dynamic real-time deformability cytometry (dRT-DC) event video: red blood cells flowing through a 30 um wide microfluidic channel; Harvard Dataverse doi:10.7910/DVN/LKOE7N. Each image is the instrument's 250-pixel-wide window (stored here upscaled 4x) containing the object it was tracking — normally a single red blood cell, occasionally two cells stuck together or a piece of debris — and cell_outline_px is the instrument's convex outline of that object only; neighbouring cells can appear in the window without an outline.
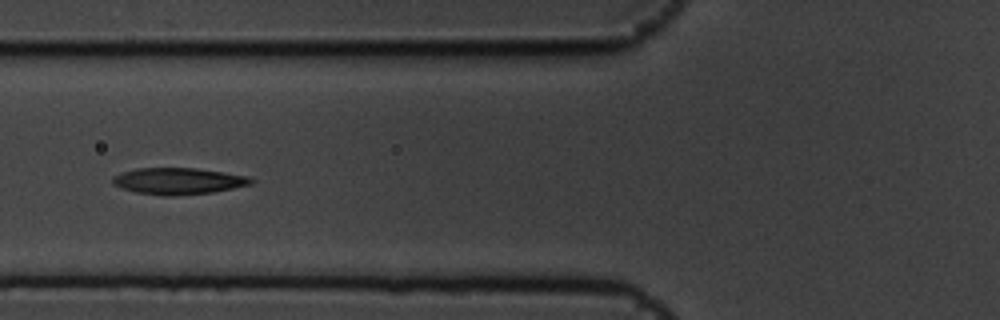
{"species": "common noctule bat (a hibernating species)", "species_latin": "Nyctalus noctula", "temperature_condition": "cold", "stored_images_in_passage": 10, "segment_of_instrument_passage": [1, 2], "camera_frame_rate_fps": 3000, "um_per_image_px": 0.085, "animal": {"sex": "male", "body_mass_g": 19.5, "forearm_length_mm": 54.6}, "frame": {"image": 1, "passage_image": 2, "time_ms": 0.333, "image_size_px": [1000, 320], "cell_outline_px": [[256, 180], [252, 184], [212, 192], [172, 196], [164, 196], [136, 192], [112, 184], [112, 176], [136, 168], [196, 168], [224, 172], [248, 176]], "centroid_in_image_um": [15.17, 15.38], "position_along_channel_um": 110.6, "area_um2": 21.33}}
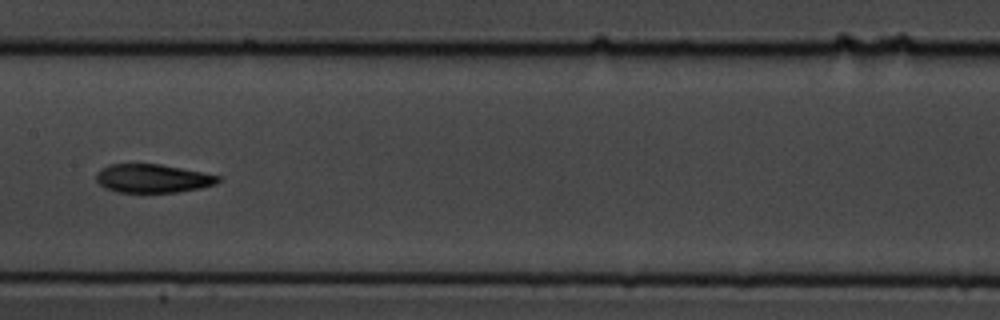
{"frame": {"image": 2, "passage_image": 4, "time_ms": 1.0, "image_size_px": [1000, 320], "cell_outline_px": [[220, 180], [216, 184], [200, 188], [176, 192], [116, 192], [104, 188], [96, 180], [96, 172], [108, 164], [160, 164], [220, 176]], "centroid_in_image_um": [12.93, 15.17], "position_along_channel_um": 194.5, "area_um2": 20.17}}
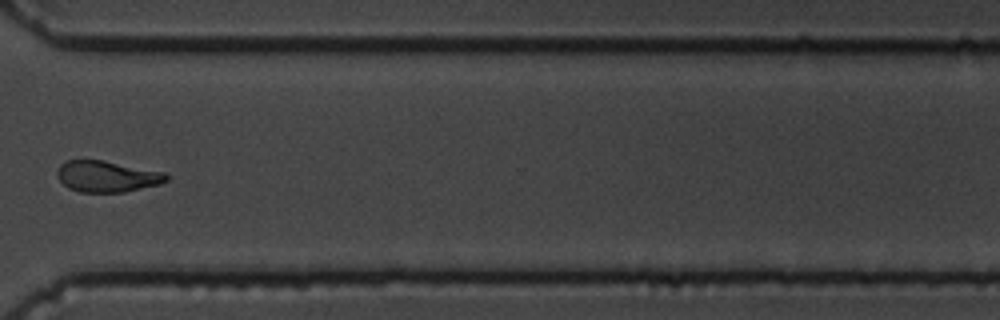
{"frame": {"image": 3, "passage_image": 8, "time_ms": 2.333, "image_size_px": [1000, 320], "cell_outline_px": [[172, 176], [168, 180], [160, 184], [124, 192], [80, 192], [68, 188], [56, 176], [56, 172], [60, 164], [68, 160], [100, 160], [164, 172]], "centroid_in_image_um": [9.1, 15.0], "position_along_channel_um": 361.5, "area_um2": 19.83}}